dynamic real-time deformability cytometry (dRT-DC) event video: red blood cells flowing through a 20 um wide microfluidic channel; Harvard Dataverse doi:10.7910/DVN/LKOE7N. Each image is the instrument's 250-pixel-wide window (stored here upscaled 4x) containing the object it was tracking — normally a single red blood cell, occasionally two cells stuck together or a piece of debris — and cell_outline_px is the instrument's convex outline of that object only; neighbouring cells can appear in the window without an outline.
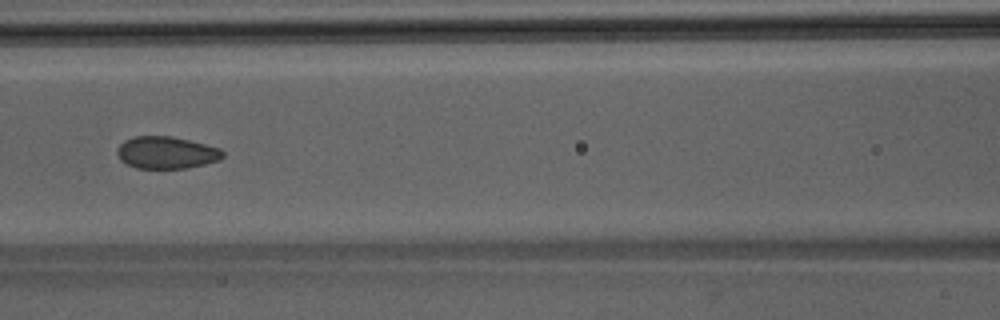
{"species": "Egyptian fruit bat (a non-hibernating species)", "species_latin": "Rousettus aegyptiacus", "temperature_condition": "room temperature", "stored_images_in_passage": 38, "camera_frame_rate_fps": 3000, "um_per_image_px": 0.085, "animal": {"sex": "male"}, "frame": {"image": 1, "passage_image": 21, "time_ms": 6.667, "image_size_px": [1000, 320], "cell_outline_px": [[224, 156], [220, 160], [188, 168], [136, 168], [120, 160], [116, 152], [120, 144], [124, 140], [136, 136], [172, 136], [220, 148], [224, 152]], "centroid_in_image_um": [14.15, 12.97], "position_along_channel_um": 152.5, "area_um2": 19.77}}
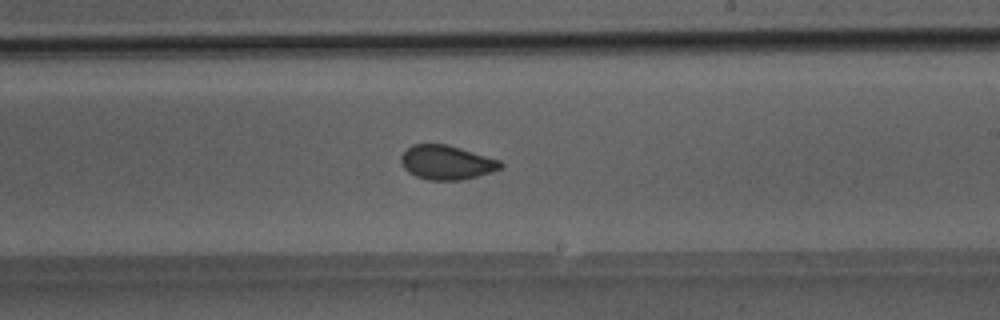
{"frame": {"image": 2, "passage_image": 28, "time_ms": 9.0, "image_size_px": [1000, 320], "cell_outline_px": [[504, 164], [500, 168], [476, 176], [460, 180], [428, 180], [416, 176], [408, 172], [404, 168], [400, 160], [400, 156], [412, 144], [448, 144], [500, 160]], "centroid_in_image_um": [37.93, 13.8], "position_along_channel_um": 251.1, "area_um2": 19.71}}
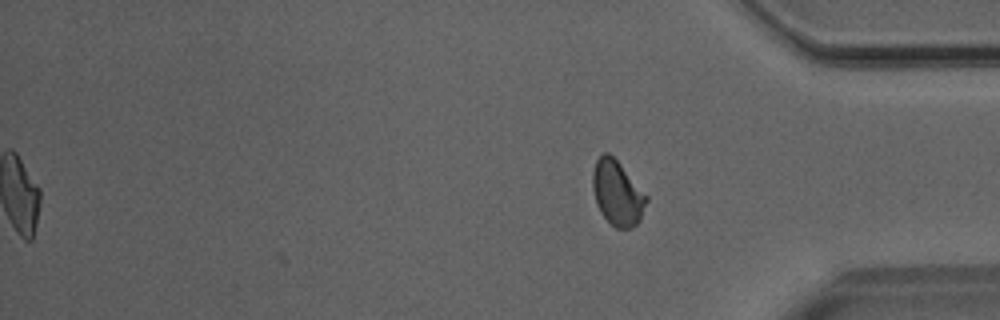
{"frame": {"image": 3, "passage_image": 38, "time_ms": 12.333, "image_size_px": [1000, 320], "cell_outline_px": [[648, 200], [640, 220], [632, 228], [616, 228], [600, 212], [596, 204], [592, 188], [592, 172], [596, 160], [604, 152], [608, 152], [620, 164], [648, 196]], "centroid_in_image_um": [52.46, 16.41], "position_along_channel_um": 382.7, "area_um2": 20.23}}